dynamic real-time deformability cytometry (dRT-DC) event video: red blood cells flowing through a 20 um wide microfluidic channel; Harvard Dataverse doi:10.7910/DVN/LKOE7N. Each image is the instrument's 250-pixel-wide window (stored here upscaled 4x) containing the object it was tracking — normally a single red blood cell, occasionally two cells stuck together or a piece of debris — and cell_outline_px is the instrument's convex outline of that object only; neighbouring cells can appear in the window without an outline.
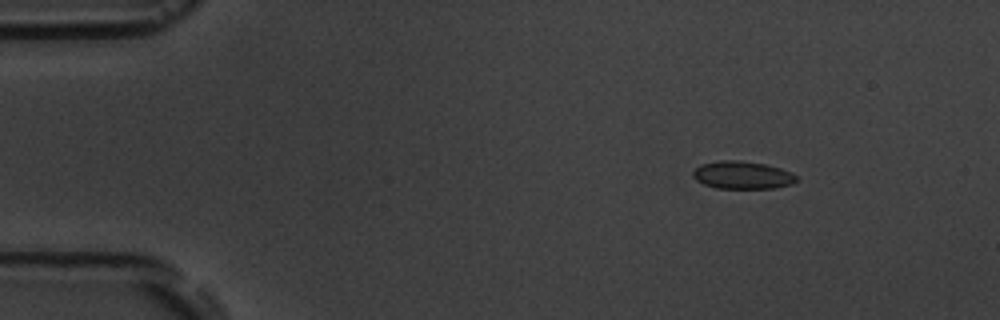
{"species": "common noctule bat (a hibernating species)", "species_latin": "Nyctalus noctula", "temperature_condition": "room temperature", "stored_images_in_passage": 7, "camera_frame_rate_fps": 3000, "um_per_image_px": 0.085, "animal": {"sex": "male", "body_mass_g": 19.5, "forearm_length_mm": 54.6}, "frame": {"image": 1, "passage_image": 3, "time_ms": 2.333, "image_size_px": [1000, 320], "cell_outline_px": [[800, 180], [792, 184], [776, 188], [716, 188], [704, 184], [696, 180], [692, 176], [692, 172], [700, 164], [720, 160], [740, 160], [764, 164], [780, 168], [792, 172]], "centroid_in_image_um": [63.12, 14.88], "position_along_channel_um": 21.9, "area_um2": 16.88}}
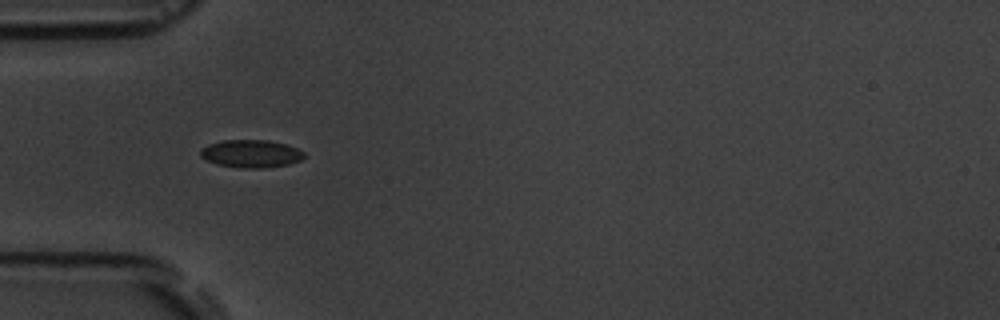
{"frame": {"image": 2, "passage_image": 6, "time_ms": 5.667, "image_size_px": [1000, 320], "cell_outline_px": [[304, 156], [300, 160], [288, 164], [264, 168], [244, 168], [216, 164], [200, 156], [200, 148], [208, 144], [224, 140], [268, 140], [288, 144], [304, 152]], "centroid_in_image_um": [21.33, 13.05], "position_along_channel_um": 63.7, "area_um2": 16.76}}
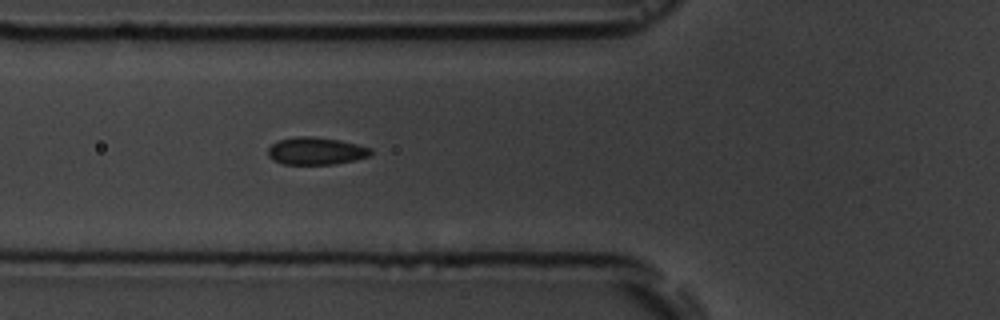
{"frame": {"image": 3, "passage_image": 7, "time_ms": 6.667, "image_size_px": [1000, 320], "cell_outline_px": [[372, 152], [368, 156], [336, 164], [284, 164], [272, 160], [268, 156], [268, 148], [272, 144], [280, 140], [296, 136], [308, 136], [340, 140], [372, 148]], "centroid_in_image_um": [26.83, 12.83], "position_along_channel_um": 99.0, "area_um2": 16.3}}